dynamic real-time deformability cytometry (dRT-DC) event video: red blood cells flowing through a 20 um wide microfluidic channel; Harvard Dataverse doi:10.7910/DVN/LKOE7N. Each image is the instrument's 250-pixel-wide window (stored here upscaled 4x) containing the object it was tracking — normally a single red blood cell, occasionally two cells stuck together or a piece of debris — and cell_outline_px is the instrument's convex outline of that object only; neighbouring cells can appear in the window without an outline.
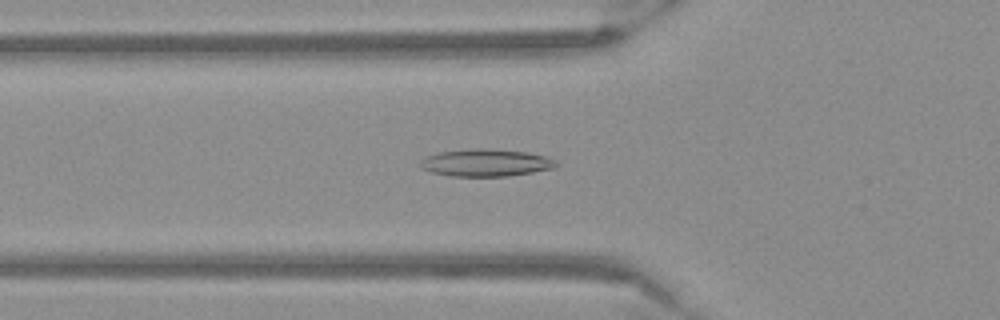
{"species": "Egyptian fruit bat (a non-hibernating species)", "species_latin": "Rousettus aegyptiacus", "temperature_condition": "warm", "stored_images_in_passage": 52, "camera_frame_rate_fps": 3000, "um_per_image_px": 0.085, "frame": {"image": 1, "passage_image": 18, "time_ms": 5.667, "image_size_px": [1000, 320], "cell_outline_px": [[560, 164], [556, 168], [508, 176], [448, 176], [432, 172], [420, 168], [420, 160], [436, 152], [476, 148], [488, 148], [524, 152], [544, 156], [556, 160]], "centroid_in_image_um": [41.29, 13.83], "position_along_channel_um": 84.5, "area_um2": 21.73}}
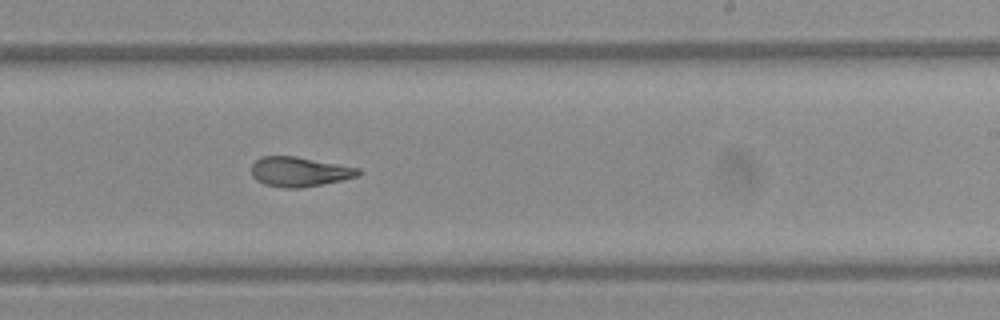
{"frame": {"image": 2, "passage_image": 32, "time_ms": 10.333, "image_size_px": [1000, 320], "cell_outline_px": [[364, 172], [360, 176], [324, 184], [300, 188], [288, 188], [264, 184], [256, 180], [252, 176], [252, 164], [260, 156], [296, 156], [360, 168]], "centroid_in_image_um": [25.49, 14.59], "position_along_channel_um": 263.5, "area_um2": 18.67}}
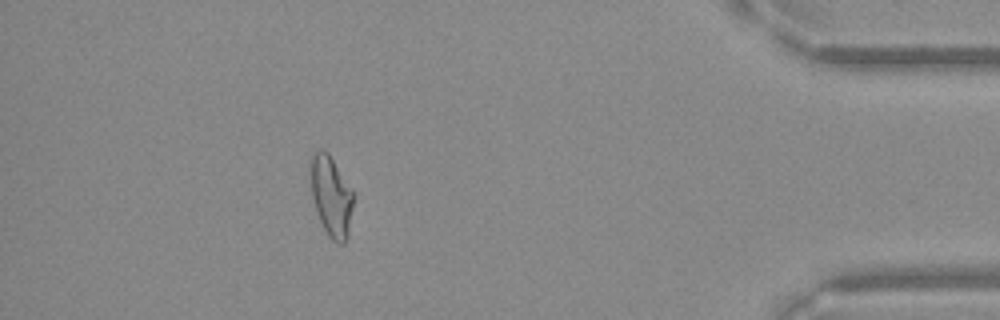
{"frame": {"image": 3, "passage_image": 47, "time_ms": 15.333, "image_size_px": [1000, 320], "cell_outline_px": [[356, 196], [348, 236], [344, 244], [336, 244], [328, 236], [320, 220], [312, 196], [308, 164], [308, 160], [320, 148], [328, 152], [352, 188]], "centroid_in_image_um": [28.17, 16.66], "position_along_channel_um": 407.0, "area_um2": 20.75}}